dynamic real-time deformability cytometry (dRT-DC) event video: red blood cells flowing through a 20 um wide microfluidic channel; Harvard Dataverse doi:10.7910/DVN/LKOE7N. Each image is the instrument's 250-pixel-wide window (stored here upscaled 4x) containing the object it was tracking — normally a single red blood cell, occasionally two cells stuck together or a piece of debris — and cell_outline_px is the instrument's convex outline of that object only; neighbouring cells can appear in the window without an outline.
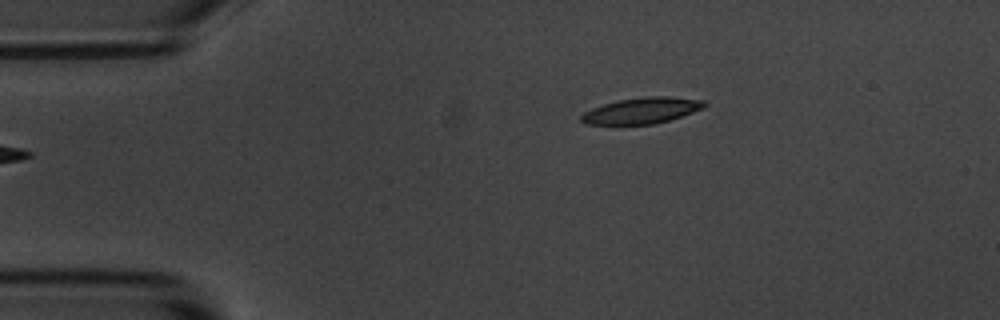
{"species": "common noctule bat (a hibernating species)", "species_latin": "Nyctalus noctula", "temperature_condition": "room temperature", "stored_images_in_passage": 3, "camera_frame_rate_fps": 3000, "um_per_image_px": 0.085, "animal": {"sex": "male", "body_mass_g": 20.1, "forearm_length_mm": 53.5}, "frame": {"image": 1, "passage_image": 3, "time_ms": 2.333, "image_size_px": [1000, 320], "cell_outline_px": [[708, 104], [704, 108], [668, 120], [652, 124], [584, 124], [580, 120], [580, 116], [584, 112], [592, 108], [616, 100], [644, 96], [668, 96], [704, 100]], "centroid_in_image_um": [54.54, 9.38], "position_along_channel_um": 30.5, "area_um2": 18.67}}